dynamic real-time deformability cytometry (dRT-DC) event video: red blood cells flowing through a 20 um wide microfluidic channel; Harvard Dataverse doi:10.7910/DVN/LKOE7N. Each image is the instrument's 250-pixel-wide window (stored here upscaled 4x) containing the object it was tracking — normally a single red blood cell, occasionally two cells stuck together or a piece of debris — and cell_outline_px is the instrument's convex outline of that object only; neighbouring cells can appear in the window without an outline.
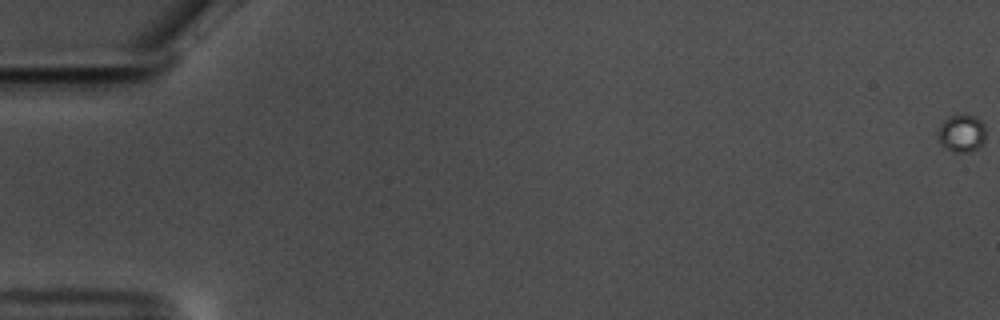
{"species": "common noctule bat (a hibernating species)", "species_latin": "Nyctalus noctula", "temperature_condition": "warm", "stored_images_in_passage": 10, "camera_frame_rate_fps": 3000, "um_per_image_px": 0.085, "animal": {"sex": "male", "body_mass_g": 17.5, "forearm_length_mm": 52.3}, "frame": {"image": 1, "passage_image": 1, "time_ms": 0.0, "image_size_px": [1000, 320], "cell_outline_px": [[984, 140], [980, 148], [972, 152], [952, 152], [944, 148], [936, 140], [936, 132], [940, 124], [948, 116], [972, 116], [980, 120], [984, 124]], "centroid_in_image_um": [81.68, 11.38], "position_along_channel_um": 3.3, "area_um2": 10.69}}